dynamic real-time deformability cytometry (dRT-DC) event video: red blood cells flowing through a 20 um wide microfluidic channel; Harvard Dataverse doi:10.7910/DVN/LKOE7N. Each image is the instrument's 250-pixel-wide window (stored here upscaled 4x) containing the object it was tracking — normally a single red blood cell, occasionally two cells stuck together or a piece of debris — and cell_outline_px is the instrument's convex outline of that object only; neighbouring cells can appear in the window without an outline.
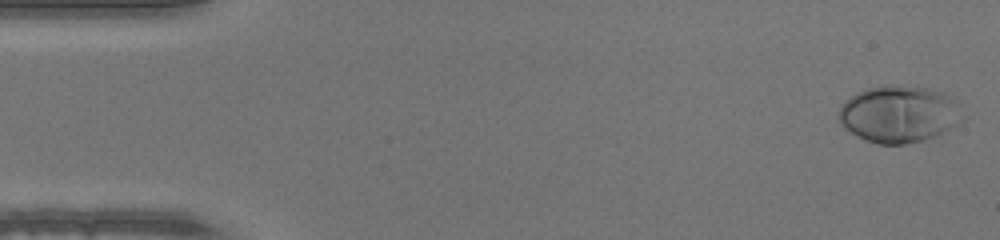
{"species": "human", "species_latin": "Homo sapiens", "temperature_condition": "warm", "stored_images_in_passage": 49, "camera_frame_rate_fps": 3000, "um_per_image_px": 0.085, "donor": {"sex": "male"}, "frame": {"image": 1, "passage_image": 1, "time_ms": 0.0, "image_size_px": [1000, 240], "cell_outline_px": [[964, 120], [936, 136], [924, 140], [904, 144], [876, 144], [864, 140], [856, 136], [840, 124], [840, 108], [856, 92], [868, 88], [884, 84], [896, 84], [928, 88], [944, 92], [960, 100], [964, 116]], "centroid_in_image_um": [76.49, 9.68], "position_along_channel_um": 8.5, "area_um2": 41.73}}
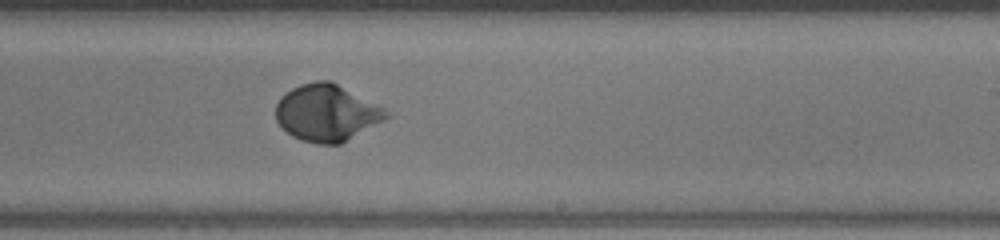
{"frame": {"image": 2, "passage_image": 29, "time_ms": 9.333, "image_size_px": [1000, 240], "cell_outline_px": [[392, 116], [340, 144], [316, 144], [300, 140], [292, 136], [276, 120], [276, 104], [280, 96], [292, 88], [300, 84], [316, 80], [332, 80], [384, 108]], "centroid_in_image_um": [27.77, 9.58], "position_along_channel_um": 261.2, "area_um2": 36.65}}
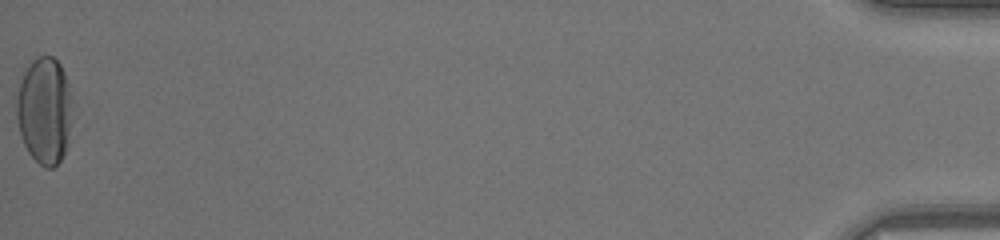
{"frame": {"image": 3, "passage_image": 49, "time_ms": 16.0, "image_size_px": [1000, 240], "cell_outline_px": [[80, 108], [64, 152], [60, 160], [52, 168], [44, 168], [28, 152], [20, 136], [16, 116], [12, 92], [24, 72], [32, 60], [36, 56], [52, 56], [60, 64], [64, 72]], "centroid_in_image_um": [3.84, 9.36], "position_along_channel_um": 431.4, "area_um2": 37.28}}